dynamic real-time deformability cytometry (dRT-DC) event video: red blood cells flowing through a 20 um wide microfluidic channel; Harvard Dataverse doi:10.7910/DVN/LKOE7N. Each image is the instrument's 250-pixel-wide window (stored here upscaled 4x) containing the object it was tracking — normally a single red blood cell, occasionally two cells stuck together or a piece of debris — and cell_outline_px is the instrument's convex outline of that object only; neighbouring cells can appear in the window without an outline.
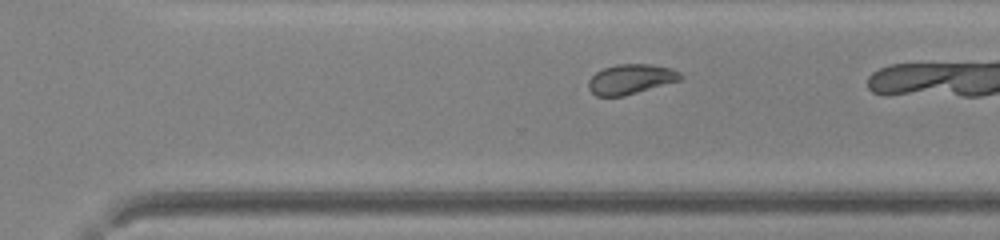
{"species": "common noctule bat (a hibernating species)", "species_latin": "Nyctalus noctula", "temperature_condition": "warm", "stored_images_in_passage": 28, "camera_frame_rate_fps": 3000, "um_per_image_px": 0.085, "animal": {"sex": "male", "body_mass_g": 20.0, "forearm_length_mm": 53.3}, "frame": {"image": 1, "passage_image": 24, "time_ms": 7.667, "image_size_px": [1000, 240], "cell_outline_px": [[684, 76], [680, 80], [624, 96], [596, 96], [588, 88], [588, 80], [596, 72], [604, 68], [616, 64], [648, 64], [668, 68]], "centroid_in_image_um": [53.56, 6.73], "position_along_channel_um": 317.0, "area_um2": 15.78}}